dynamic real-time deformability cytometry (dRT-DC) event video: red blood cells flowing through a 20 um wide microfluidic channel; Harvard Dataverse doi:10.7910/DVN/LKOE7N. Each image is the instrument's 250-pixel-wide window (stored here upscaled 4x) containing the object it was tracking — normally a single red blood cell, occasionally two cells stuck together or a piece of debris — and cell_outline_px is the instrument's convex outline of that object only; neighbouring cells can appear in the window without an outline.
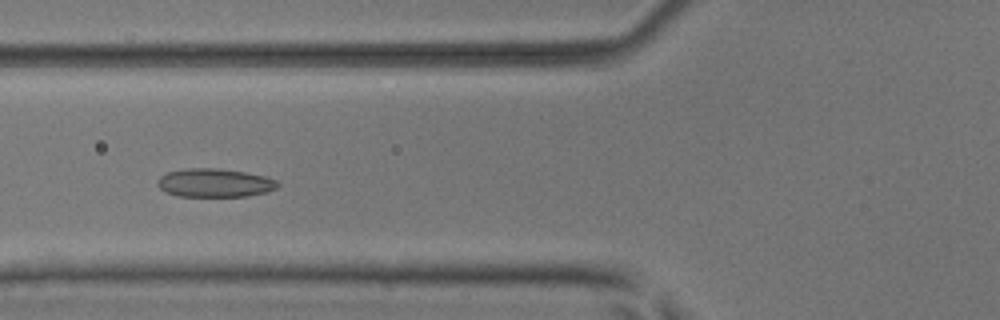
{"species": "common noctule bat (a hibernating species)", "species_latin": "Nyctalus noctula", "temperature_condition": "room temperature", "stored_images_in_passage": 44, "camera_frame_rate_fps": 3000, "um_per_image_px": 0.085, "animal": {"sex": "male", "body_mass_g": 17.9, "forearm_length_mm": 54.2}, "frame": {"image": 1, "passage_image": 12, "time_ms": 3.667, "image_size_px": [1000, 320], "cell_outline_px": [[280, 184], [276, 188], [268, 192], [248, 196], [180, 196], [168, 192], [160, 188], [156, 184], [160, 176], [168, 172], [184, 168], [216, 168], [244, 172], [264, 176], [276, 180]], "centroid_in_image_um": [18.26, 15.54], "position_along_channel_um": 107.5, "area_um2": 19.88}}
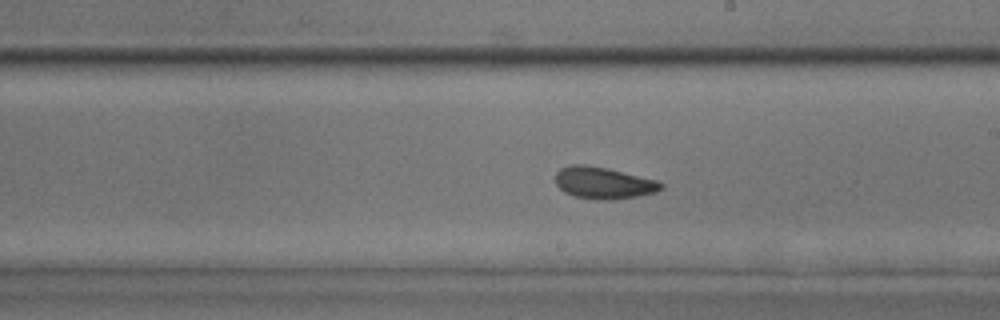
{"frame": {"image": 2, "passage_image": 22, "time_ms": 7.0, "image_size_px": [1000, 320], "cell_outline_px": [[664, 188], [656, 192], [636, 196], [612, 200], [596, 200], [576, 196], [564, 192], [556, 184], [556, 172], [560, 168], [572, 164], [584, 164], [608, 168], [656, 180], [664, 184]], "centroid_in_image_um": [51.29, 15.54], "position_along_channel_um": 237.7, "area_um2": 19.59}}
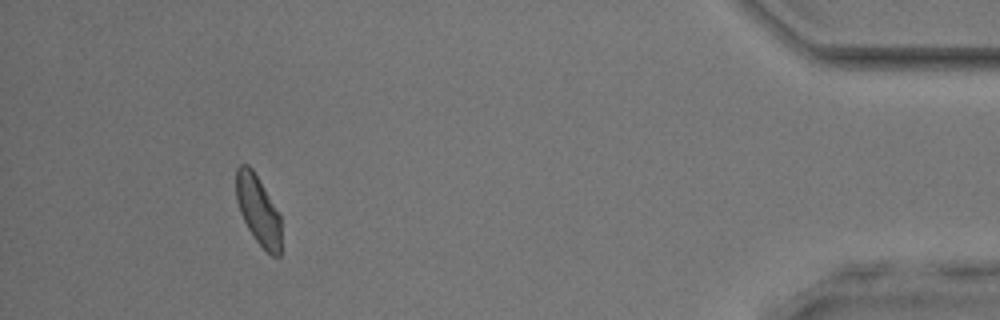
{"frame": {"image": 3, "passage_image": 40, "time_ms": 13.0, "image_size_px": [1000, 320], "cell_outline_px": [[280, 256], [272, 256], [256, 240], [248, 228], [240, 212], [236, 200], [236, 168], [240, 164], [248, 164], [252, 168], [280, 216]], "centroid_in_image_um": [21.92, 17.84], "position_along_channel_um": 413.3, "area_um2": 17.74}, "authors_computed_cell_mechanics": {"area_um2": 19.1029, "velocity_mm_per_s": 3.9214, "shape_relaxation_time_tau1_ms": 5.7371, "shape_relaxation_time_tau2_ms": 2.7305, "deformation_change_tau1": 0.1123, "deformation_change_tau2": 0.0757}}